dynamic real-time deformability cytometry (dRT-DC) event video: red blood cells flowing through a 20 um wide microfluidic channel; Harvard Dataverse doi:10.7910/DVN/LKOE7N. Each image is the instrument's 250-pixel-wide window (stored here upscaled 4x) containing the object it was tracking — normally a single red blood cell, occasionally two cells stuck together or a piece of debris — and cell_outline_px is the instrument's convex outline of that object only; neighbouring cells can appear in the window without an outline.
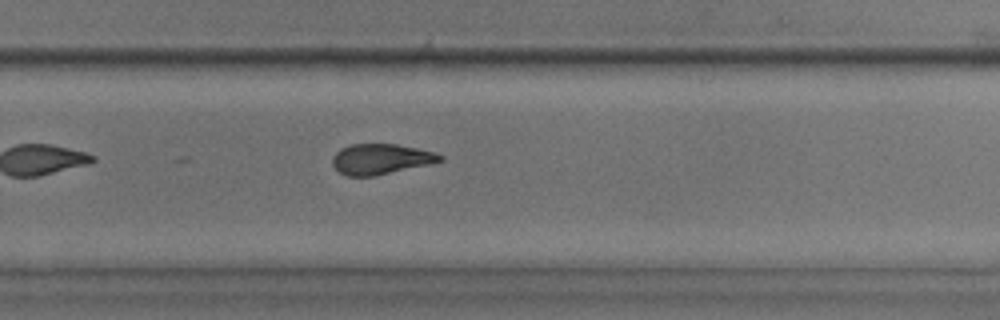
{"species": "common noctule bat (a hibernating species)", "species_latin": "Nyctalus noctula", "temperature_condition": "room temperature", "stored_images_in_passage": 34, "camera_frame_rate_fps": 3000, "um_per_image_px": 0.085, "animal": {"sex": "male", "body_mass_g": 17.9, "forearm_length_mm": 54.2}, "frame": {"image": 1, "passage_image": 19, "time_ms": 6.0, "image_size_px": [1000, 320], "cell_outline_px": [[444, 160], [428, 164], [372, 176], [348, 176], [340, 172], [332, 164], [332, 156], [340, 148], [348, 144], [396, 144], [436, 152], [444, 156]], "centroid_in_image_um": [32.35, 13.5], "position_along_channel_um": 297.5, "area_um2": 18.96}}